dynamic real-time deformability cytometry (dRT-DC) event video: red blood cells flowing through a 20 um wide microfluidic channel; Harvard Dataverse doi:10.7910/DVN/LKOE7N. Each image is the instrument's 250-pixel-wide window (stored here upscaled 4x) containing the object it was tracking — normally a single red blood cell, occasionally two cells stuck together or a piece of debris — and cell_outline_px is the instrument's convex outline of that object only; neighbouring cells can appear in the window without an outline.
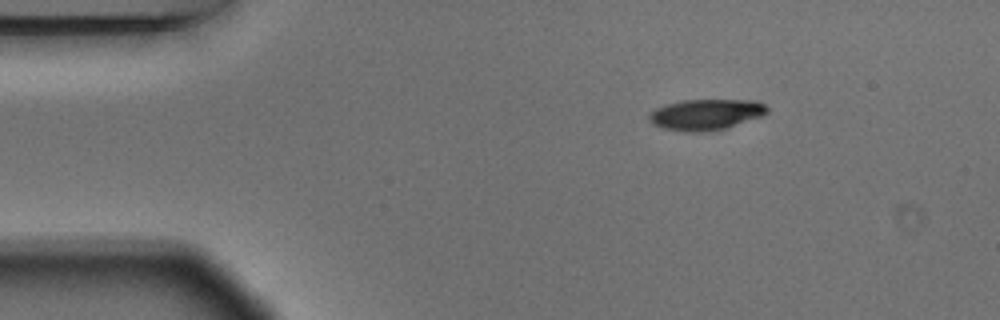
{"species": "Egyptian fruit bat (a non-hibernating species)", "species_latin": "Rousettus aegyptiacus", "temperature_condition": "warm", "stored_images_in_passage": 3, "camera_frame_rate_fps": 3000, "um_per_image_px": 0.085, "animal": {"sex": "male"}, "frame": {"image": 1, "passage_image": 1, "time_ms": 0.0, "image_size_px": [1000, 320], "cell_outline_px": [[768, 112], [760, 116], [724, 128], [704, 132], [684, 132], [664, 128], [652, 124], [648, 120], [648, 116], [656, 108], [668, 104], [684, 100], [756, 100], [764, 104], [768, 108]], "centroid_in_image_um": [59.98, 9.73], "position_along_channel_um": 25.0, "area_um2": 20.98}}